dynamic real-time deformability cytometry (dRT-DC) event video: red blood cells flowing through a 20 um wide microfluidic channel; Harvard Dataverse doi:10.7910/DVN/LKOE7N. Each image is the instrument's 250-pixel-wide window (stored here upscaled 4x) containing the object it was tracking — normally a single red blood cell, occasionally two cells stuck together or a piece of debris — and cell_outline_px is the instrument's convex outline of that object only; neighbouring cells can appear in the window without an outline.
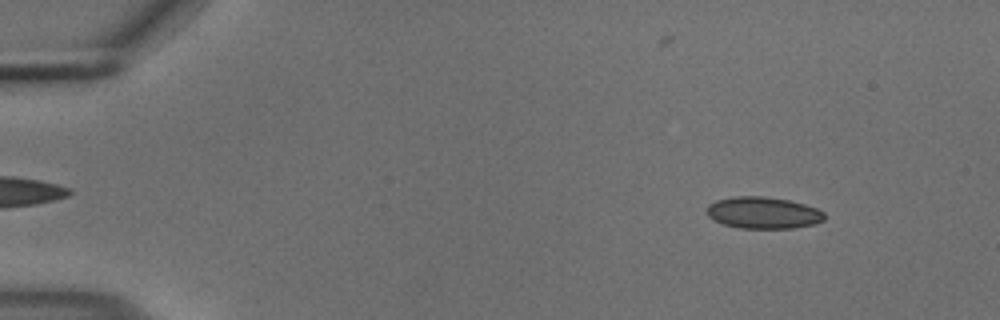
{"species": "common noctule bat (a hibernating species)", "species_latin": "Nyctalus noctula", "temperature_condition": "cold", "stored_images_in_passage": 55, "camera_frame_rate_fps": 3000, "um_per_image_px": 0.085, "animal": {"sex": "male", "body_mass_g": 18.8}, "frame": {"image": 1, "passage_image": 6, "time_ms": 1.667, "image_size_px": [1000, 320], "cell_outline_px": [[824, 220], [816, 224], [792, 228], [740, 228], [724, 224], [712, 220], [708, 216], [708, 204], [716, 200], [736, 196], [764, 196], [788, 200], [804, 204], [816, 208], [824, 212]], "centroid_in_image_um": [64.87, 18.09], "position_along_channel_um": 20.1, "area_um2": 21.73}}
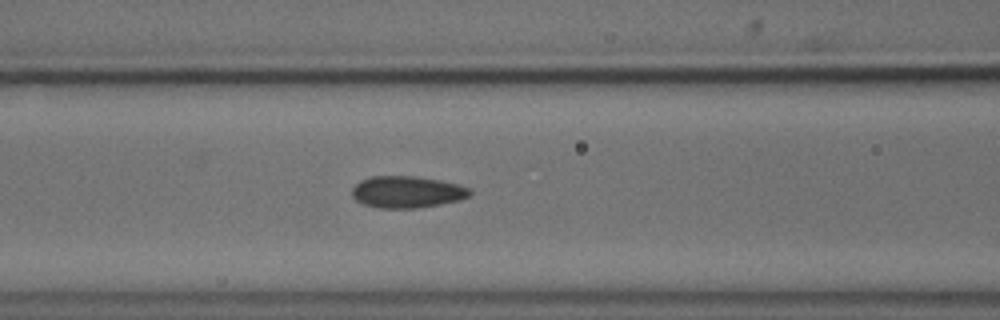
{"frame": {"image": 2, "passage_image": 23, "time_ms": 7.333, "image_size_px": [1000, 320], "cell_outline_px": [[472, 192], [468, 196], [460, 200], [440, 204], [416, 208], [376, 208], [364, 204], [356, 200], [352, 196], [352, 188], [360, 180], [372, 176], [416, 176], [440, 180], [472, 188]], "centroid_in_image_um": [34.59, 16.31], "position_along_channel_um": 132.0, "area_um2": 21.91}}
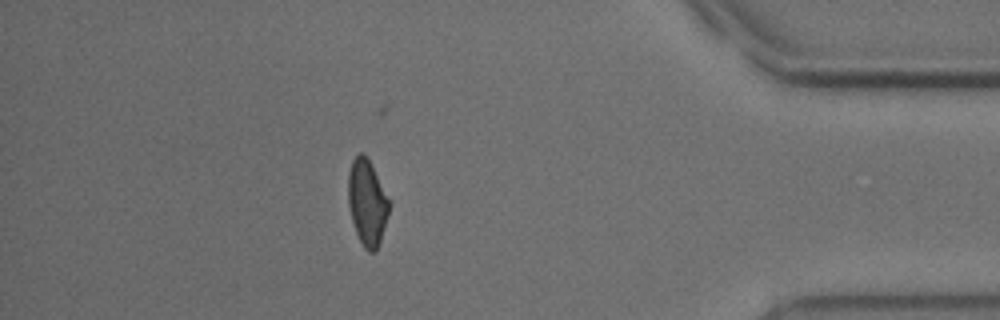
{"frame": {"image": 3, "passage_image": 48, "time_ms": 15.667, "image_size_px": [1000, 320], "cell_outline_px": [[388, 216], [376, 252], [368, 252], [364, 248], [356, 232], [352, 220], [348, 204], [348, 172], [352, 160], [360, 152], [364, 152], [388, 200]], "centroid_in_image_um": [31.17, 17.24], "position_along_channel_um": 404.0, "area_um2": 19.88}, "authors_computed_cell_mechanics": {"area_um2": 21.3282, "velocity_mm_per_s": 3.7, "shape_relaxation_time_tau1_ms": 11.1016, "shape_relaxation_time_tau2_ms": 1.6989, "deformation_change_tau1": 0.1733, "deformation_change_tau2": 0.0593}}